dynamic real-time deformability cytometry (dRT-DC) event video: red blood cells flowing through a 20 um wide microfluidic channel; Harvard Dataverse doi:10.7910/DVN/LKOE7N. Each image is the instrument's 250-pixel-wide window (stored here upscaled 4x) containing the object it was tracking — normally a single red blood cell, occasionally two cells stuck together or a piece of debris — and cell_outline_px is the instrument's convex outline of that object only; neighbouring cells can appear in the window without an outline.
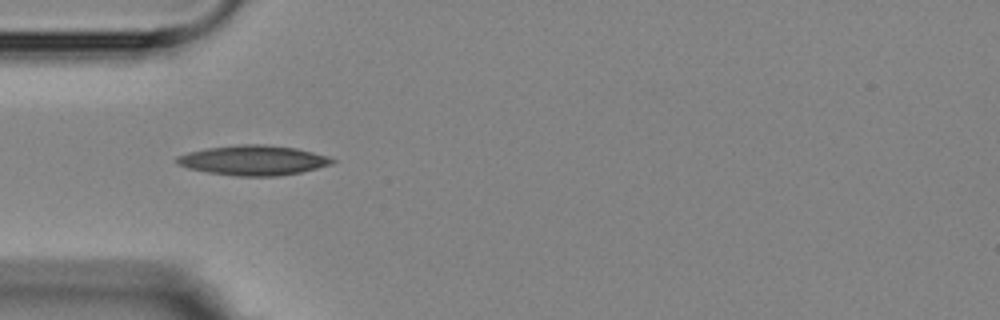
{"species": "Egyptian fruit bat (a non-hibernating species)", "species_latin": "Rousettus aegyptiacus", "temperature_condition": "room temperature", "stored_images_in_passage": 2, "camera_frame_rate_fps": 3000, "um_per_image_px": 0.085, "animal": {"sex": "female"}, "frame": {"image": 1, "passage_image": 1, "time_ms": 0.0, "image_size_px": [1000, 320], "cell_outline_px": [[336, 160], [332, 164], [300, 172], [276, 176], [236, 176], [208, 172], [188, 168], [176, 164], [172, 160], [176, 156], [188, 152], [204, 148], [236, 144], [264, 144], [296, 148], [328, 156]], "centroid_in_image_um": [21.46, 13.61], "position_along_channel_um": 63.5, "area_um2": 27.22}}
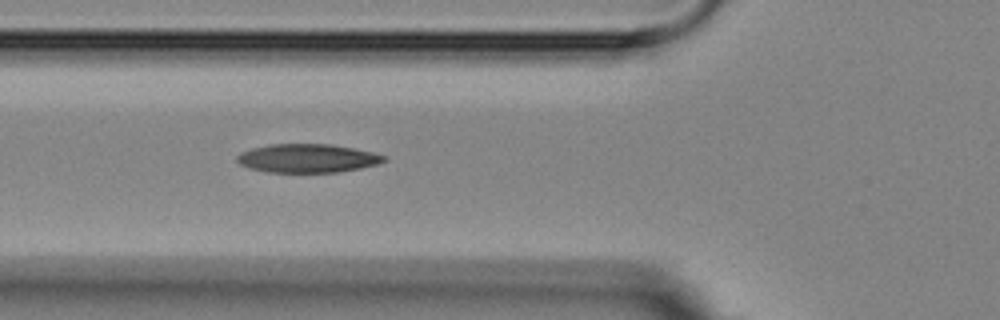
{"frame": {"image": 2, "passage_image": 2, "time_ms": 1.0, "image_size_px": [1000, 320], "cell_outline_px": [[388, 160], [376, 164], [360, 168], [336, 172], [268, 172], [248, 168], [240, 164], [236, 160], [236, 156], [240, 152], [252, 148], [268, 144], [332, 144], [372, 152], [388, 156]], "centroid_in_image_um": [26.11, 13.45], "position_along_channel_um": 99.7, "area_um2": 24.57}}